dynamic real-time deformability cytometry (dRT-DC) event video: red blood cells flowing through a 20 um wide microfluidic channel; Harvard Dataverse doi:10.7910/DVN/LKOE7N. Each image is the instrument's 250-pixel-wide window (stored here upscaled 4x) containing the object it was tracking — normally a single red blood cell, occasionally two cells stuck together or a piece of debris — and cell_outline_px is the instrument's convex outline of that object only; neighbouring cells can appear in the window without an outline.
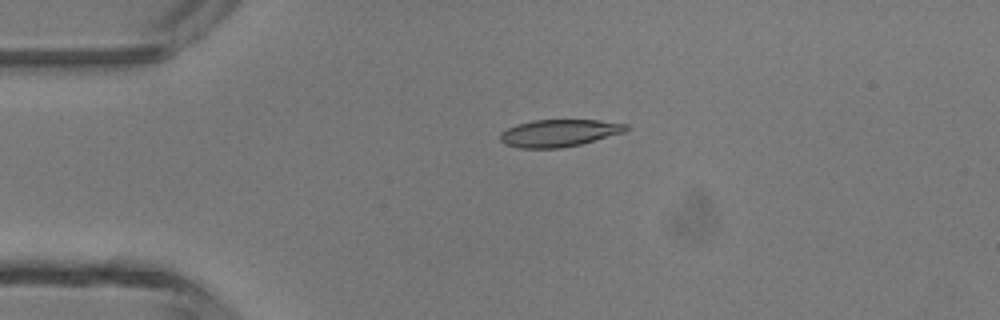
{"species": "common noctule bat (a hibernating species)", "species_latin": "Nyctalus noctula", "temperature_condition": "room temperature", "stored_images_in_passage": 3, "camera_frame_rate_fps": 3000, "um_per_image_px": 0.085, "animal": {"sex": "male", "body_mass_g": 13.3}, "frame": {"image": 1, "passage_image": 3, "time_ms": 2.333, "image_size_px": [1000, 320], "cell_outline_px": [[628, 128], [624, 132], [580, 144], [560, 148], [520, 148], [504, 144], [500, 140], [500, 132], [516, 124], [532, 120], [600, 120], [628, 124]], "centroid_in_image_um": [47.49, 11.3], "position_along_channel_um": 37.5, "area_um2": 19.94}}